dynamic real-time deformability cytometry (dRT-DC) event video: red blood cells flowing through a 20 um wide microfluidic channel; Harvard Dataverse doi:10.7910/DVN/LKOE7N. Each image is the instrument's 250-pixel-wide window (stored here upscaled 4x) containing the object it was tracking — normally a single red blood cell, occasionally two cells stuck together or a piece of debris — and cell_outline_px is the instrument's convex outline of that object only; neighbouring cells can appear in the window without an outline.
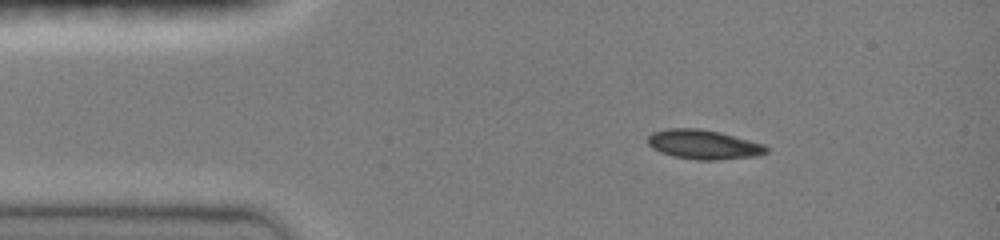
{"species": "common noctule bat (a hibernating species)", "species_latin": "Nyctalus noctula", "temperature_condition": "room temperature", "stored_images_in_passage": 49, "camera_frame_rate_fps": 3000, "um_per_image_px": 0.085, "animal": {"sex": "female", "body_mass_g": 19.0, "forearm_length_mm": 51.5}, "frame": {"image": 1, "passage_image": 6, "time_ms": 1.667, "image_size_px": [1000, 240], "cell_outline_px": [[768, 152], [756, 156], [716, 160], [696, 160], [672, 156], [660, 152], [652, 148], [648, 144], [648, 136], [652, 132], [668, 128], [700, 128], [720, 132], [764, 144], [768, 148]], "centroid_in_image_um": [59.78, 12.28], "position_along_channel_um": 25.2, "area_um2": 20.4}}
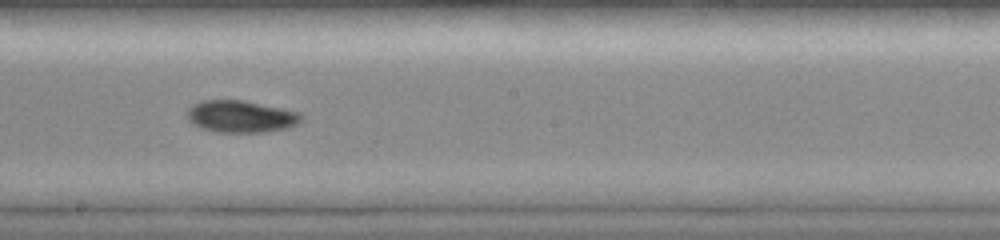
{"frame": {"image": 2, "passage_image": 26, "time_ms": 8.0, "image_size_px": [1000, 240], "cell_outline_px": [[304, 116], [296, 124], [288, 128], [264, 132], [216, 132], [200, 128], [192, 124], [188, 120], [184, 112], [192, 104], [204, 100], [244, 100], [300, 112]], "centroid_in_image_um": [20.43, 9.9], "position_along_channel_um": 227.8, "area_um2": 21.56}}
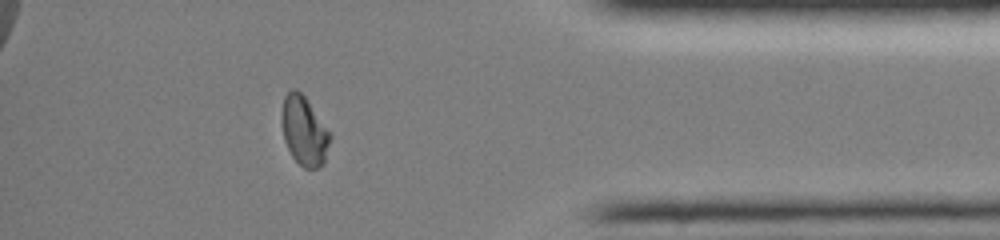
{"frame": {"image": 3, "passage_image": 42, "time_ms": 13.0, "image_size_px": [1000, 240], "cell_outline_px": [[332, 136], [324, 164], [316, 168], [304, 168], [292, 156], [284, 140], [280, 120], [280, 112], [284, 96], [292, 88], [296, 88], [304, 96]], "centroid_in_image_um": [25.82, 11.12], "position_along_channel_um": 409.4, "area_um2": 19.54}, "authors_computed_cell_mechanics": {"area_um2": 20.4034, "velocity_mm_per_s": 4.0236, "shape_relaxation_time_tau1_ms": 5.0523, "shape_relaxation_time_tau2_ms": 6.2559, "deformation_change_tau1": 0.1883, "deformation_change_tau2": 0.0605}}